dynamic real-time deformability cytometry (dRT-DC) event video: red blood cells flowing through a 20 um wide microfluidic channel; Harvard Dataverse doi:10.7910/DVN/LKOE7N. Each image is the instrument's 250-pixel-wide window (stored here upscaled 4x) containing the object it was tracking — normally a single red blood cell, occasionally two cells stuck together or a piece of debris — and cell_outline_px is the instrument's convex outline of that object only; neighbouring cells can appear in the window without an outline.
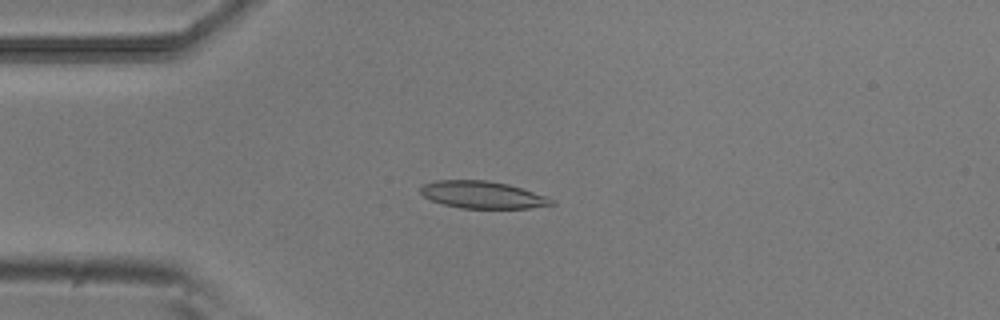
{"species": "common noctule bat (a hibernating species)", "species_latin": "Nyctalus noctula", "temperature_condition": "room temperature", "stored_images_in_passage": 52, "camera_frame_rate_fps": 3000, "um_per_image_px": 0.085, "animal": {"sex": "male", "body_mass_g": 20.5, "forearm_length_mm": 52.5}, "frame": {"image": 1, "passage_image": 13, "time_ms": 4.0, "image_size_px": [1000, 320], "cell_outline_px": [[556, 204], [528, 208], [460, 208], [444, 204], [432, 200], [424, 196], [420, 192], [420, 188], [424, 184], [436, 180], [488, 180], [508, 184], [544, 196], [552, 200]], "centroid_in_image_um": [40.97, 16.55], "position_along_channel_um": 44.0, "area_um2": 20.46}}
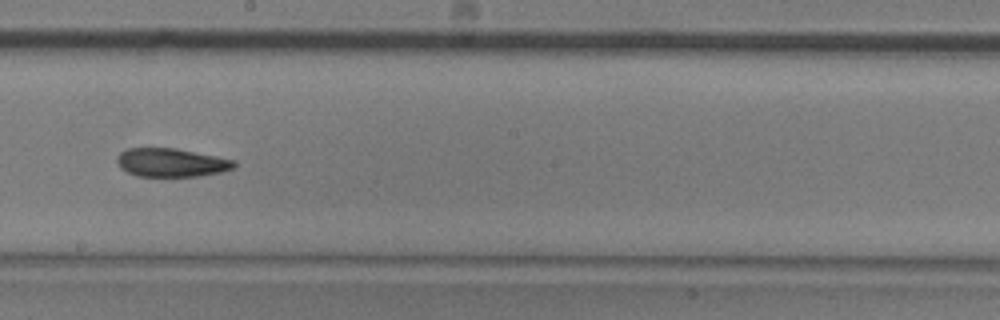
{"frame": {"image": 2, "passage_image": 29, "time_ms": 9.333, "image_size_px": [1000, 320], "cell_outline_px": [[236, 168], [220, 172], [196, 176], [136, 176], [120, 168], [116, 164], [116, 160], [120, 152], [128, 148], [176, 148], [236, 160]], "centroid_in_image_um": [14.55, 13.81], "position_along_channel_um": 233.6, "area_um2": 19.54}}
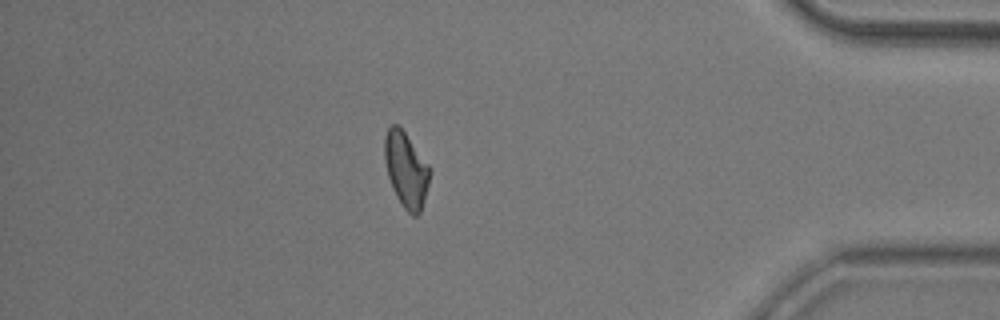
{"frame": {"image": 3, "passage_image": 45, "time_ms": 14.667, "image_size_px": [1000, 320], "cell_outline_px": [[432, 172], [424, 200], [420, 212], [416, 216], [412, 216], [404, 208], [396, 196], [392, 188], [388, 176], [384, 160], [384, 136], [388, 128], [392, 124], [396, 124], [404, 132], [428, 164]], "centroid_in_image_um": [34.51, 14.44], "position_along_channel_um": 400.7, "area_um2": 19.77}, "authors_computed_cell_mechanics": {"area_um2": 20.2011, "velocity_mm_per_s": 3.8789, "shape_relaxation_time_tau1_ms": 8.6464, "shape_relaxation_time_tau2_ms": 4.3378, "deformation_change_tau1": 0.2087, "deformation_change_tau2": 0.1272}}